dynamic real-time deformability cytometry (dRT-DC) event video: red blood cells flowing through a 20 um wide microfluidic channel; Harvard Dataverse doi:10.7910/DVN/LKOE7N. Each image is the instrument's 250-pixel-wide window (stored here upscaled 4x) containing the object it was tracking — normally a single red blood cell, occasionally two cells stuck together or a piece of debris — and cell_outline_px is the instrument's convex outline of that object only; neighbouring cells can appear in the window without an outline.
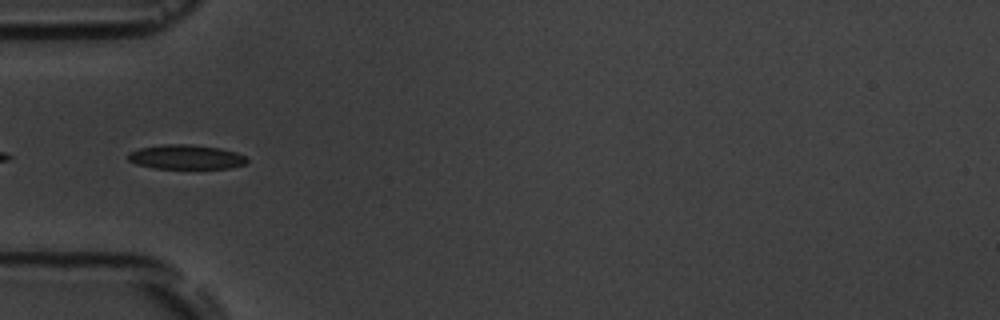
{"species": "common noctule bat (a hibernating species)", "species_latin": "Nyctalus noctula", "temperature_condition": "room temperature", "stored_images_in_passage": 7, "camera_frame_rate_fps": 3000, "um_per_image_px": 0.085, "animal": {"sex": "male", "body_mass_g": 19.5, "forearm_length_mm": 54.6}, "frame": {"image": 1, "passage_image": 6, "time_ms": 5.667, "image_size_px": [1000, 320], "cell_outline_px": [[248, 160], [244, 164], [232, 168], [152, 168], [136, 164], [128, 160], [128, 152], [140, 148], [160, 144], [192, 144], [220, 148], [236, 152], [244, 156]], "centroid_in_image_um": [15.78, 13.34], "position_along_channel_um": 69.2, "area_um2": 16.99}}
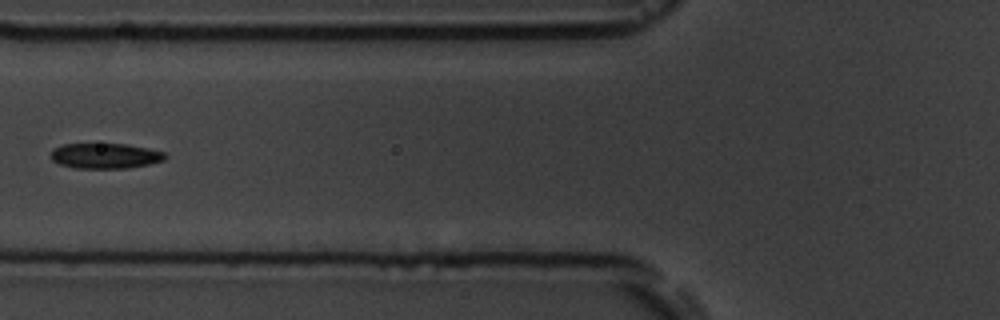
{"frame": {"image": 2, "passage_image": 7, "time_ms": 7.0, "image_size_px": [1000, 320], "cell_outline_px": [[168, 156], [164, 160], [148, 164], [128, 168], [76, 168], [60, 164], [52, 160], [52, 148], [64, 144], [128, 144], [148, 148], [164, 152]], "centroid_in_image_um": [8.96, 13.24], "position_along_channel_um": 116.8, "area_um2": 16.82}}